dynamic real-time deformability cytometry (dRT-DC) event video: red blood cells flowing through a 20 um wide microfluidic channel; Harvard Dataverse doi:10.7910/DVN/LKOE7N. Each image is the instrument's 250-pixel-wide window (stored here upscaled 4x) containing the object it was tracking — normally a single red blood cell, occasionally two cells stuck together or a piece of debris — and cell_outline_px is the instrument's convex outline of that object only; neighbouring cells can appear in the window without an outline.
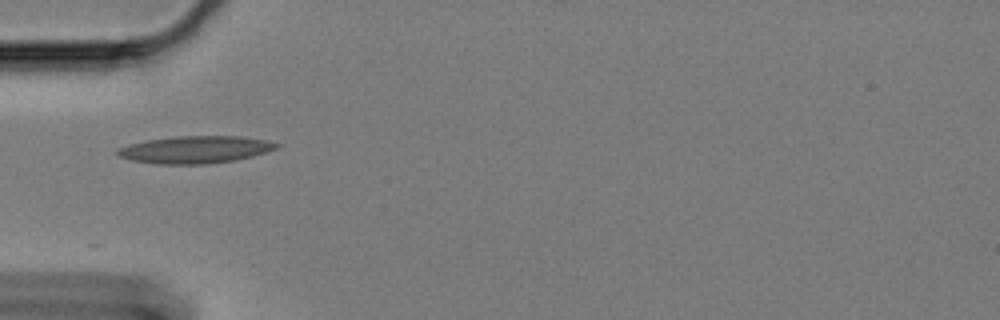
{"species": "Egyptian fruit bat (a non-hibernating species)", "species_latin": "Rousettus aegyptiacus", "temperature_condition": "cold", "stored_images_in_passage": 17, "camera_frame_rate_fps": 3000, "um_per_image_px": 0.085, "animal": {"sex": "female"}, "frame": {"image": 1, "passage_image": 1, "time_ms": 0.0, "image_size_px": [1000, 320], "cell_outline_px": [[280, 144], [276, 148], [252, 156], [232, 160], [204, 164], [156, 164], [132, 160], [120, 156], [116, 152], [120, 148], [132, 144], [148, 140], [172, 136], [240, 136], [264, 140]], "centroid_in_image_um": [16.59, 12.71], "position_along_channel_um": 68.4, "area_um2": 24.8}}
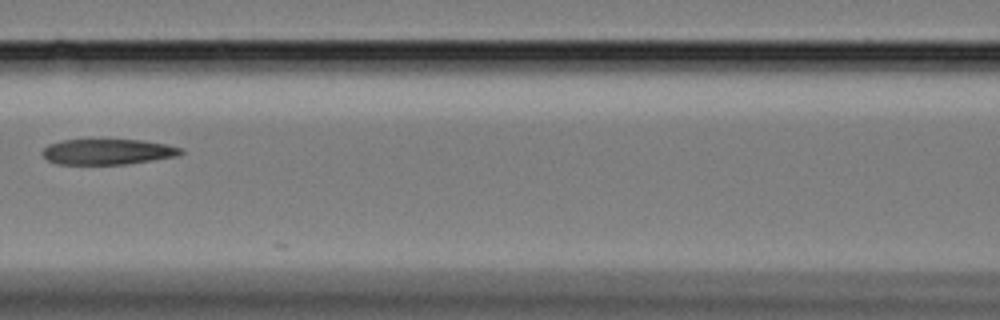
{"frame": {"image": 2, "passage_image": 9, "time_ms": 2.667, "image_size_px": [1000, 320], "cell_outline_px": [[184, 152], [180, 156], [124, 164], [56, 164], [48, 160], [40, 152], [48, 144], [60, 140], [144, 140], [168, 144], [184, 148]], "centroid_in_image_um": [9.19, 12.89], "position_along_channel_um": 157.4, "area_um2": 20.81}}
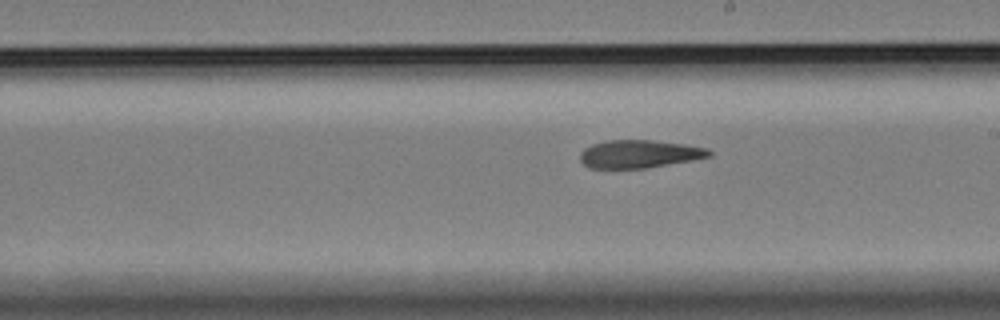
{"frame": {"image": 3, "passage_image": 16, "time_ms": 5.0, "image_size_px": [1000, 320], "cell_outline_px": [[712, 156], [692, 160], [644, 168], [588, 168], [580, 160], [580, 152], [584, 148], [592, 144], [608, 140], [652, 140], [684, 144], [708, 148], [712, 152]], "centroid_in_image_um": [54.33, 13.08], "position_along_channel_um": 234.7, "area_um2": 20.98}}